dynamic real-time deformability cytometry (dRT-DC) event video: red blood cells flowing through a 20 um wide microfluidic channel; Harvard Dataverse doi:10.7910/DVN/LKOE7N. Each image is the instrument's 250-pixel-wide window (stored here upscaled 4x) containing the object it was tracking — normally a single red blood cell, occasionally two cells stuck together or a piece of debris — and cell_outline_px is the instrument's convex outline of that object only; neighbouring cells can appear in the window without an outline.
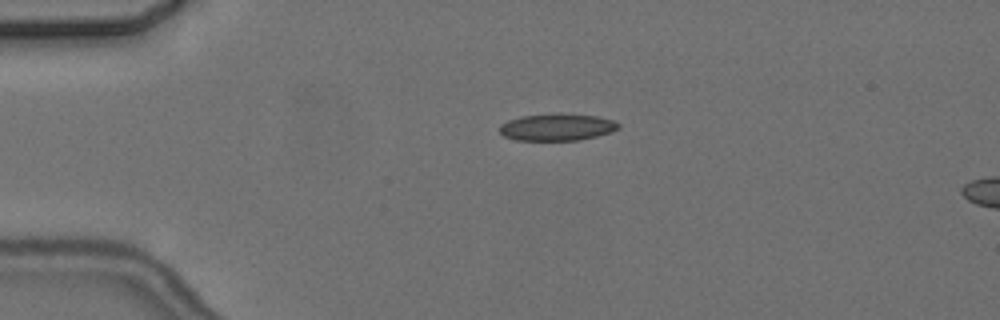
{"species": "common noctule bat (a hibernating species)", "species_latin": "Nyctalus noctula", "temperature_condition": "cold", "stored_images_in_passage": 5, "camera_frame_rate_fps": 3000, "um_per_image_px": 0.085, "animal": {"sex": "female", "body_mass_g": 24.6, "forearm_length_mm": 56.2}, "frame": {"image": 1, "passage_image": 3, "time_ms": 3.667, "image_size_px": [1000, 320], "cell_outline_px": [[620, 128], [612, 132], [580, 140], [516, 140], [504, 136], [500, 132], [500, 124], [508, 120], [520, 116], [560, 112], [596, 116], [612, 120], [620, 124]], "centroid_in_image_um": [47.35, 10.79], "position_along_channel_um": 37.6, "area_um2": 18.96}}